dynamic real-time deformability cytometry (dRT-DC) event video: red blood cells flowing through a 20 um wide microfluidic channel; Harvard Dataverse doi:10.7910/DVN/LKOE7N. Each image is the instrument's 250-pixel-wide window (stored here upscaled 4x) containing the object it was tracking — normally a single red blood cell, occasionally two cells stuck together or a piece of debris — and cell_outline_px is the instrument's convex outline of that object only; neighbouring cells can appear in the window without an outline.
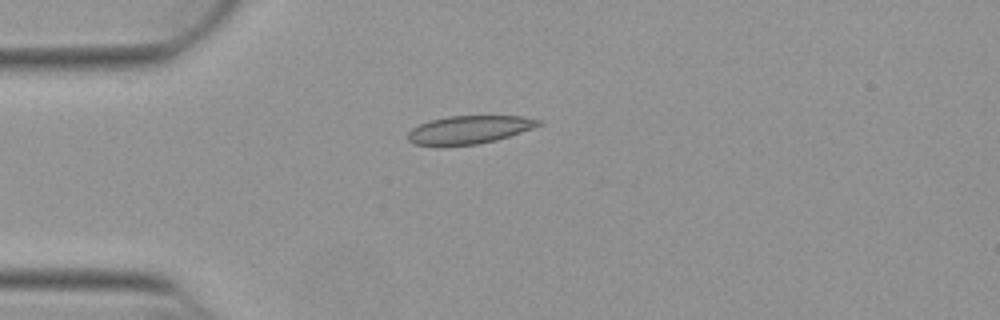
{"species": "Egyptian fruit bat (a non-hibernating species)", "species_latin": "Rousettus aegyptiacus", "temperature_condition": "warm", "stored_images_in_passage": 4, "camera_frame_rate_fps": 3000, "um_per_image_px": 0.085, "animal": {"sex": "female"}, "frame": {"image": 1, "passage_image": 2, "time_ms": 0.333, "image_size_px": [1000, 320], "cell_outline_px": [[544, 124], [496, 140], [476, 144], [416, 144], [408, 140], [408, 132], [412, 128], [428, 120], [448, 116], [524, 116], [544, 120]], "centroid_in_image_um": [39.94, 10.99], "position_along_channel_um": 45.1, "area_um2": 21.04}}